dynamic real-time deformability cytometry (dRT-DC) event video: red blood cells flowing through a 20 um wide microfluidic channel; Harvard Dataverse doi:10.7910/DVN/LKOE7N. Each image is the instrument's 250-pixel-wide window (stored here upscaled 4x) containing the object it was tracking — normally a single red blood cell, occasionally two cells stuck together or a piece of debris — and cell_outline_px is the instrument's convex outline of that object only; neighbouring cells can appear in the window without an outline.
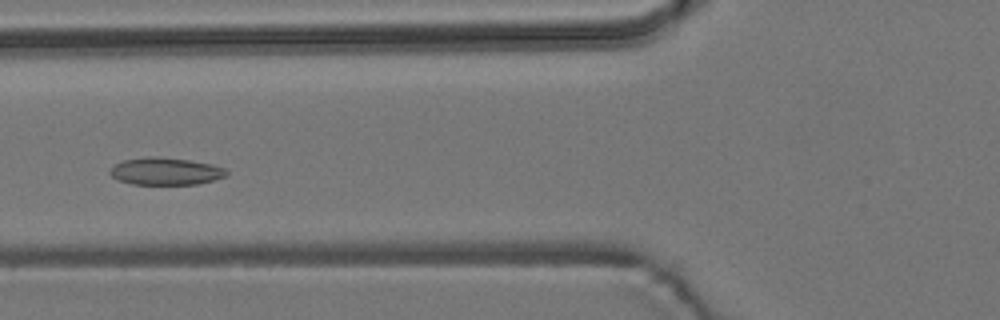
{"species": "common noctule bat (a hibernating species)", "species_latin": "Nyctalus noctula", "temperature_condition": "room temperature", "stored_images_in_passage": 5, "camera_frame_rate_fps": 3000, "um_per_image_px": 0.085, "animal": {"sex": "male", "body_mass_g": 19.2, "forearm_length_mm": 51.8}, "frame": {"image": 1, "passage_image": 5, "time_ms": 4.667, "image_size_px": [1000, 320], "cell_outline_px": [[228, 172], [224, 176], [200, 184], [132, 184], [116, 180], [108, 172], [116, 164], [124, 160], [144, 156], [156, 156], [188, 160], [212, 164], [224, 168]], "centroid_in_image_um": [14.04, 14.55], "position_along_channel_um": 111.8, "area_um2": 18.5}}